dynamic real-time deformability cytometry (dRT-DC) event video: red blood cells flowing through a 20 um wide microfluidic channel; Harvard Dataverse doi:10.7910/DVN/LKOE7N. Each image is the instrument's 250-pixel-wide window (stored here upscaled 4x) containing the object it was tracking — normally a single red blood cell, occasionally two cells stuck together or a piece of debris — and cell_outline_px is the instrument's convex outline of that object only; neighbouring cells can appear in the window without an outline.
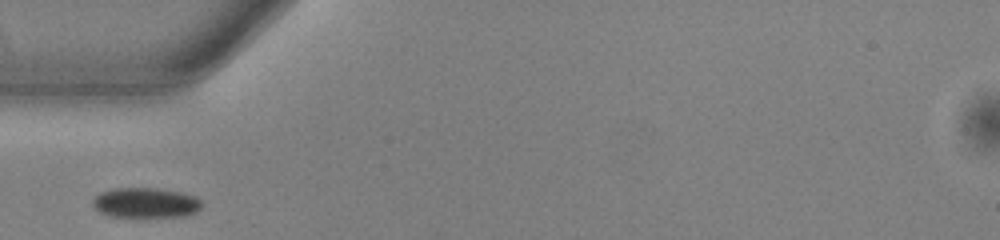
{"species": "common noctule bat (a hibernating species)", "species_latin": "Nyctalus noctula", "temperature_condition": "warm", "stored_images_in_passage": 28, "camera_frame_rate_fps": 3000, "um_per_image_px": 0.085, "animal": {"sex": "male", "body_mass_g": 13.0, "forearm_length_mm": 53.1}, "frame": {"image": 1, "passage_image": 1, "time_ms": 0.0, "image_size_px": [1000, 240], "cell_outline_px": [[204, 204], [196, 212], [184, 216], [108, 216], [100, 212], [92, 204], [92, 200], [100, 192], [116, 188], [156, 188], [180, 192], [196, 196]], "centroid_in_image_um": [12.4, 17.22], "position_along_channel_um": 72.6, "area_um2": 19.02}}
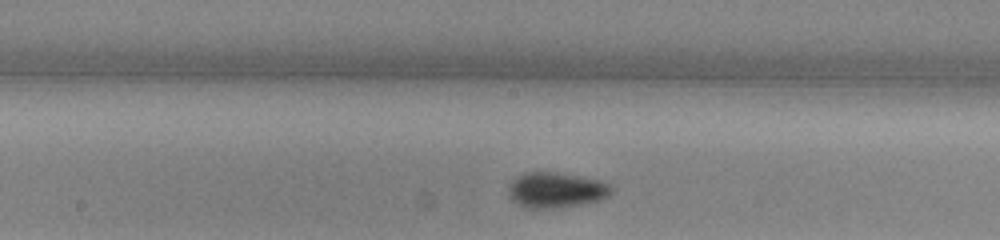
{"frame": {"image": 2, "passage_image": 11, "time_ms": 3.333, "image_size_px": [1000, 240], "cell_outline_px": [[612, 192], [608, 196], [600, 200], [560, 208], [524, 208], [512, 200], [508, 196], [508, 188], [516, 176], [524, 172], [556, 172], [580, 176], [600, 180], [612, 184]], "centroid_in_image_um": [47.26, 16.15], "position_along_channel_um": 200.9, "area_um2": 21.5}}
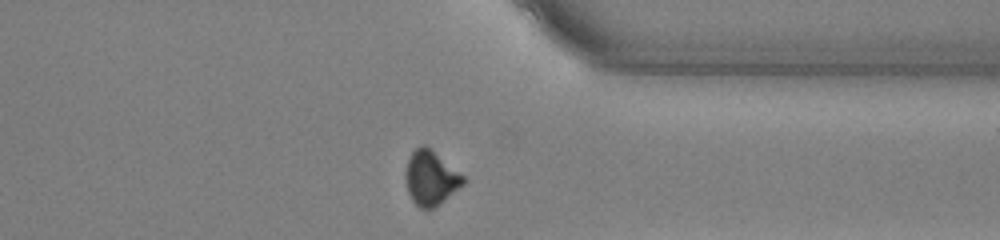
{"frame": {"image": 3, "passage_image": 25, "time_ms": 8.0, "image_size_px": [1000, 240], "cell_outline_px": [[464, 184], [432, 208], [420, 208], [412, 200], [408, 192], [404, 176], [408, 156], [420, 144], [424, 144], [464, 176]], "centroid_in_image_um": [36.56, 15.1], "position_along_channel_um": 374.8, "area_um2": 17.92}}